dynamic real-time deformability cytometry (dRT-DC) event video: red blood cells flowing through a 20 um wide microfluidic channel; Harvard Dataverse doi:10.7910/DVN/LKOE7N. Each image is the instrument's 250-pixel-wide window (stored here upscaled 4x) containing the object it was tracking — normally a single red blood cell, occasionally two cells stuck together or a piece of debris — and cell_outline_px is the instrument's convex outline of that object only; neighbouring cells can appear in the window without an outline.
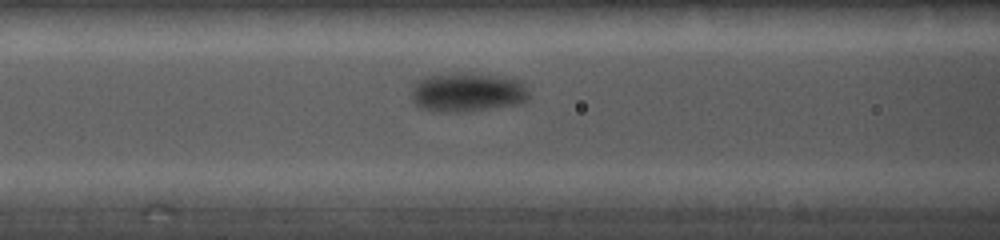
{"species": "common noctule bat (a hibernating species)", "species_latin": "Nyctalus noctula", "temperature_condition": "cold", "stored_images_in_passage": 14, "camera_frame_rate_fps": 5000, "um_per_image_px": 0.085, "animal": {"sex": "female", "body_mass_g": 19.0, "forearm_length_mm": 56.7}, "frame": {"image": 1, "passage_image": 5, "time_ms": 3.2, "image_size_px": [1000, 240], "cell_outline_px": [[528, 100], [520, 104], [472, 112], [440, 112], [420, 108], [412, 100], [412, 88], [416, 80], [424, 76], [448, 72], [472, 72], [504, 76], [520, 80], [524, 84], [528, 92]], "centroid_in_image_um": [39.73, 7.83], "position_along_channel_um": 126.9, "area_um2": 27.86}}